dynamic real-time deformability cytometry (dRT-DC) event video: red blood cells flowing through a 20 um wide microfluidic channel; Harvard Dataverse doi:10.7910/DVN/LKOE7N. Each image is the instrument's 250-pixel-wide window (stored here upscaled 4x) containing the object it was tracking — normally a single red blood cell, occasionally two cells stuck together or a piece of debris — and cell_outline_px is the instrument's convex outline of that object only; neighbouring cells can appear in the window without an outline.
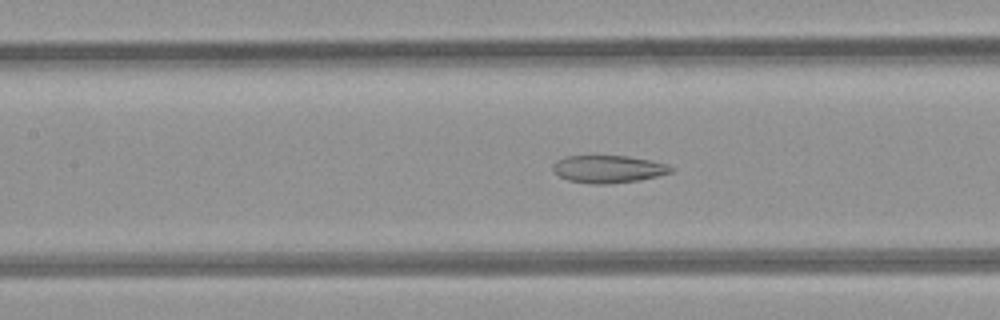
{"species": "common noctule bat (a hibernating species)", "species_latin": "Nyctalus noctula", "temperature_condition": "room temperature", "stored_images_in_passage": 48, "camera_frame_rate_fps": 3000, "um_per_image_px": 0.085, "animal": {"sex": "female", "body_mass_g": 21.9}, "frame": {"image": 1, "passage_image": 21, "time_ms": 6.667, "image_size_px": [1000, 320], "cell_outline_px": [[676, 168], [672, 172], [640, 180], [608, 184], [592, 184], [568, 180], [560, 176], [552, 168], [552, 164], [556, 160], [564, 156], [628, 156], [652, 160], [668, 164]], "centroid_in_image_um": [51.73, 14.36], "position_along_channel_um": 155.7, "area_um2": 19.07}}
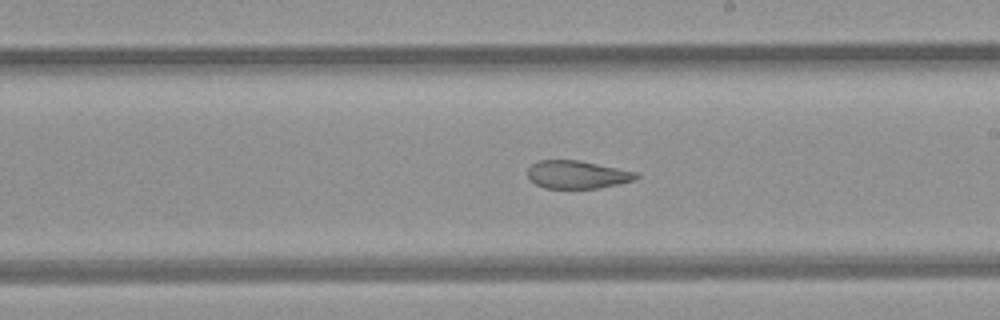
{"frame": {"image": 2, "passage_image": 27, "time_ms": 8.667, "image_size_px": [1000, 320], "cell_outline_px": [[640, 176], [636, 180], [600, 188], [544, 188], [536, 184], [528, 176], [528, 168], [532, 164], [540, 160], [580, 160], [636, 172]], "centroid_in_image_um": [49.08, 14.84], "position_along_channel_um": 239.9, "area_um2": 17.63}}
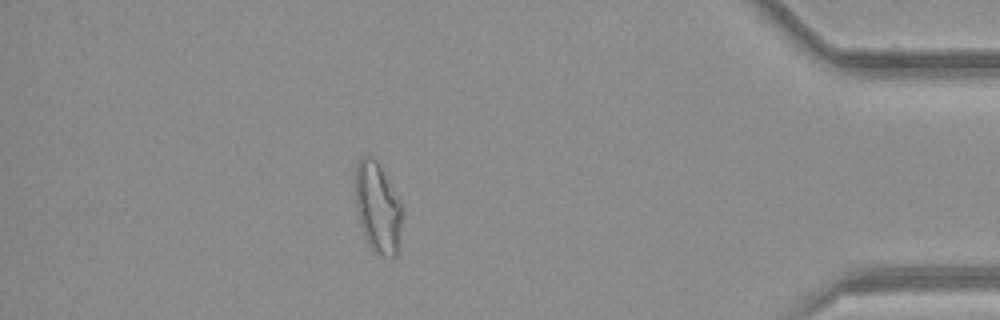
{"frame": {"image": 3, "passage_image": 42, "time_ms": 13.667, "image_size_px": [1000, 320], "cell_outline_px": [[400, 248], [396, 256], [380, 256], [372, 248], [364, 236], [360, 224], [356, 208], [356, 164], [360, 156], [372, 156], [376, 160], [396, 196], [400, 204]], "centroid_in_image_um": [32.08, 17.68], "position_along_channel_um": 403.1, "area_um2": 24.1}, "authors_computed_cell_mechanics": {"area_um2": 23.4957, "velocity_mm_per_s": 4.2254, "shape_relaxation_time_tau1_ms": null, "shape_relaxation_time_tau2_ms": 1.9565, "deformation_change_tau1": null, "deformation_change_tau2": 0.0937}}